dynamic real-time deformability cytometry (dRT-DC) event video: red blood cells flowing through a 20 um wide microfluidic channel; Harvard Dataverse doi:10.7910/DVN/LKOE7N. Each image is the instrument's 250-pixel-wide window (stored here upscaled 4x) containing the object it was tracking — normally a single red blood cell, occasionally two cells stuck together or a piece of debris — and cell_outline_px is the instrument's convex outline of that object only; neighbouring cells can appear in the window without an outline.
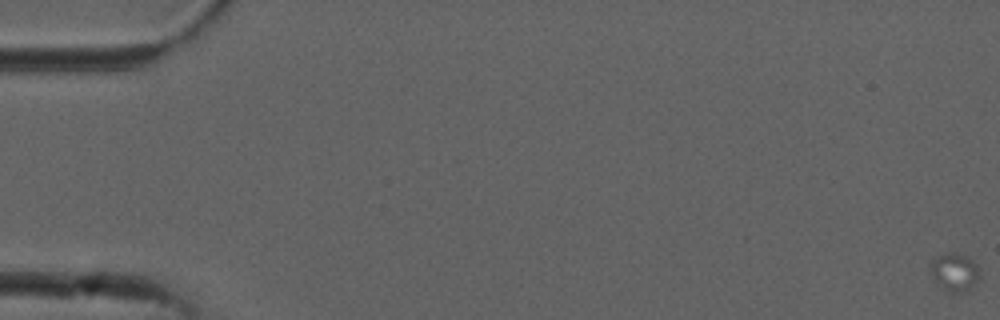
{"species": "common noctule bat (a hibernating species)", "species_latin": "Nyctalus noctula", "temperature_condition": "cold", "stored_images_in_passage": 5, "camera_frame_rate_fps": 3000, "um_per_image_px": 0.085, "animal": {"sex": "male", "forearm_length_mm": 52.5}, "frame": {"image": 1, "passage_image": 1, "time_ms": 0.0, "image_size_px": [1000, 320], "cell_outline_px": [[980, 276], [964, 292], [948, 292], [940, 288], [928, 264], [932, 260], [944, 252], [956, 252], [972, 260], [976, 264], [980, 272]], "centroid_in_image_um": [81.11, 23.1], "position_along_channel_um": 3.9, "area_um2": 10.75}}